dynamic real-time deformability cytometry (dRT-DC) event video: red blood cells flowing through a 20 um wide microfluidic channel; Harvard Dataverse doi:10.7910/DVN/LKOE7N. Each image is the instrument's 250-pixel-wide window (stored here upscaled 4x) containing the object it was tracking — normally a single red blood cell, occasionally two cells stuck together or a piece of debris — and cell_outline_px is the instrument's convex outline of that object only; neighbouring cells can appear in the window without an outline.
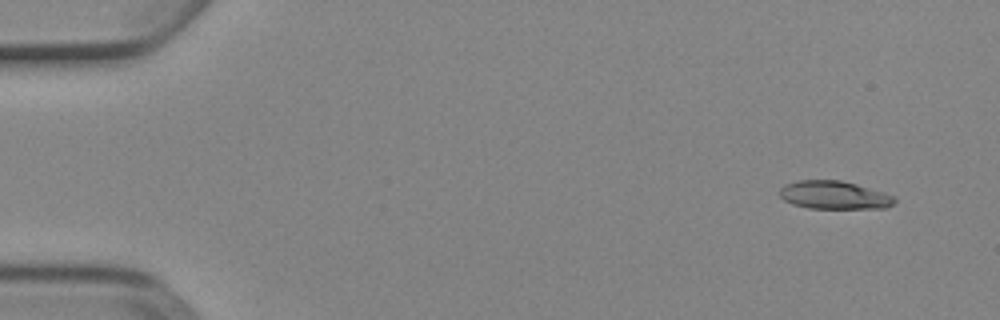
{"species": "Egyptian fruit bat (a non-hibernating species)", "species_latin": "Rousettus aegyptiacus", "temperature_condition": "cold", "stored_images_in_passage": 5, "camera_frame_rate_fps": 3000, "um_per_image_px": 0.085, "animal": {"sex": "female"}, "frame": {"image": 1, "passage_image": 1, "time_ms": 0.0, "image_size_px": [1000, 320], "cell_outline_px": [[896, 200], [888, 208], [808, 208], [792, 204], [784, 200], [780, 196], [780, 188], [784, 184], [796, 180], [840, 180], [856, 184], [884, 192], [896, 196]], "centroid_in_image_um": [70.9, 16.58], "position_along_channel_um": 14.1, "area_um2": 18.96}}
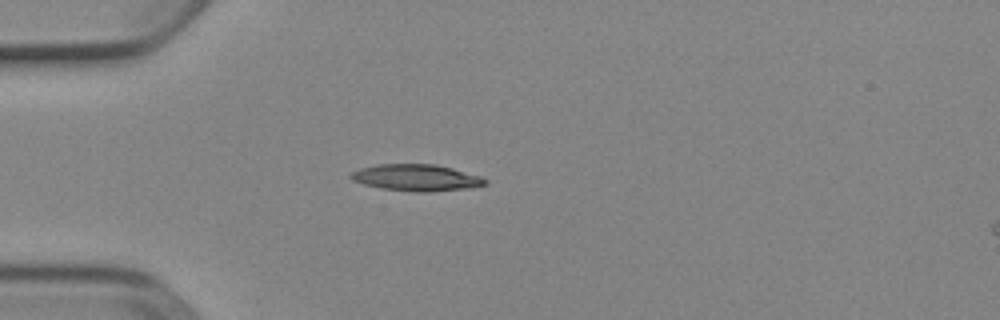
{"frame": {"image": 2, "passage_image": 4, "time_ms": 1.0, "image_size_px": [1000, 320], "cell_outline_px": [[488, 184], [472, 188], [428, 192], [416, 192], [380, 188], [364, 184], [352, 180], [348, 176], [352, 172], [360, 168], [376, 164], [436, 164], [452, 168], [480, 176], [488, 180]], "centroid_in_image_um": [35.41, 15.1], "position_along_channel_um": 49.6, "area_um2": 20.98}}